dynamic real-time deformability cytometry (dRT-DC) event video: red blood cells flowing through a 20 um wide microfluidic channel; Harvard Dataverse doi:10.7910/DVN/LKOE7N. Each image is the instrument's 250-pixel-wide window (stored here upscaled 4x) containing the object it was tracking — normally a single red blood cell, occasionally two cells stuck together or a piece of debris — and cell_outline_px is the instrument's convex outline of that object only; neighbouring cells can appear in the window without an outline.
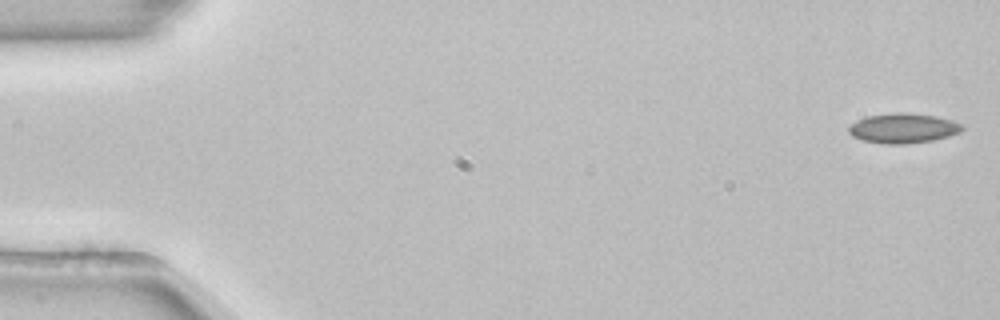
{"species": "common noctule bat (a hibernating species)", "species_latin": "Nyctalus noctula", "temperature_condition": "room temperature", "stored_images_in_passage": 53, "camera_frame_rate_fps": 3000, "um_per_image_px": 0.085, "animal": {"sex": "female", "body_mass_g": 22.7, "forearm_length_mm": 54.2}, "frame": {"image": 1, "passage_image": 1, "time_ms": 0.0, "image_size_px": [1000, 320], "cell_outline_px": [[964, 128], [960, 132], [948, 136], [932, 140], [904, 144], [884, 144], [864, 140], [852, 136], [848, 132], [848, 128], [856, 120], [868, 116], [896, 112], [908, 112], [936, 116], [952, 120], [964, 124]], "centroid_in_image_um": [76.79, 10.89], "position_along_channel_um": 8.2, "area_um2": 19.77}}
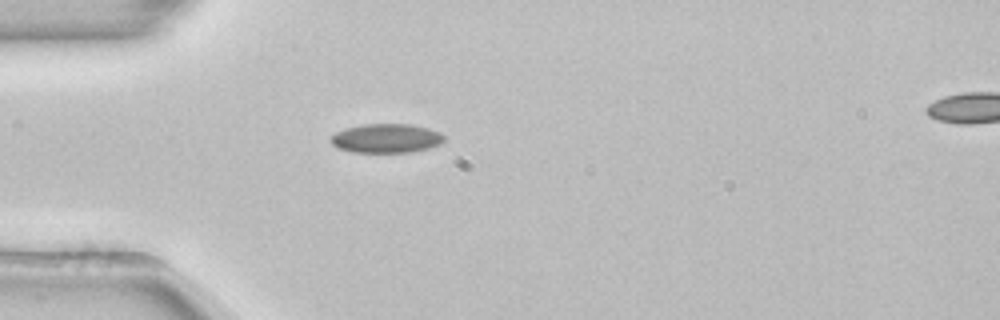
{"frame": {"image": 2, "passage_image": 15, "time_ms": 4.667, "image_size_px": [1000, 320], "cell_outline_px": [[444, 140], [440, 144], [428, 148], [412, 152], [352, 152], [336, 148], [328, 140], [336, 132], [344, 128], [364, 124], [412, 124], [428, 128], [440, 132], [444, 136]], "centroid_in_image_um": [32.81, 11.75], "position_along_channel_um": 52.2, "area_um2": 19.36}}
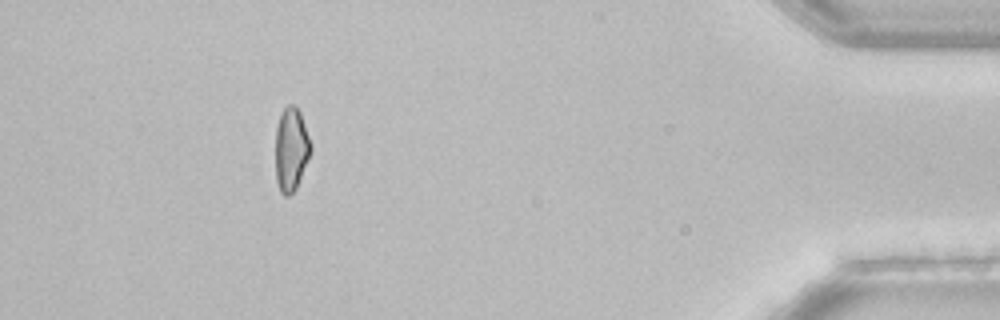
{"frame": {"image": 3, "passage_image": 48, "time_ms": 15.667, "image_size_px": [1000, 320], "cell_outline_px": [[312, 148], [308, 160], [296, 188], [288, 196], [284, 196], [280, 192], [276, 180], [276, 128], [280, 116], [284, 108], [288, 104], [296, 104], [300, 112], [312, 144]], "centroid_in_image_um": [24.75, 12.68], "position_along_channel_um": 410.4, "area_um2": 17.22}, "authors_computed_cell_mechanics": {"area_um2": 18.9006, "velocity_mm_per_s": 3.8892, "shape_relaxation_time_tau1_ms": 9.7982, "shape_relaxation_time_tau2_ms": null, "deformation_change_tau1": 0.1417, "deformation_change_tau2": null}}